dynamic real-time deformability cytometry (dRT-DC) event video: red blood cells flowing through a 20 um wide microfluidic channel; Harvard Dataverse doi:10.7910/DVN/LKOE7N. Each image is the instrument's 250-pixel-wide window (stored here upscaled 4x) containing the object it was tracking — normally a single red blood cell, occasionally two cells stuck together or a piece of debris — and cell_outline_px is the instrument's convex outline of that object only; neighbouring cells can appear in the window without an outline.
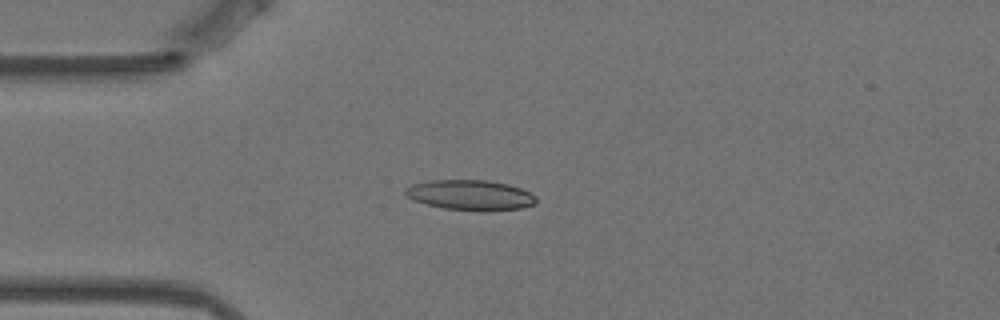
{"species": "Egyptian fruit bat (a non-hibernating species)", "species_latin": "Rousettus aegyptiacus", "temperature_condition": "warm", "stored_images_in_passage": 6, "camera_frame_rate_fps": 3000, "um_per_image_px": 0.085, "animal": {"sex": "female"}, "frame": {"image": 1, "passage_image": 3, "time_ms": 0.667, "image_size_px": [1000, 320], "cell_outline_px": [[536, 204], [520, 208], [484, 212], [444, 208], [412, 200], [404, 196], [404, 188], [412, 184], [432, 180], [488, 180], [508, 184], [532, 192], [536, 196]], "centroid_in_image_um": [39.98, 16.58], "position_along_channel_um": 45.0, "area_um2": 23.35}}
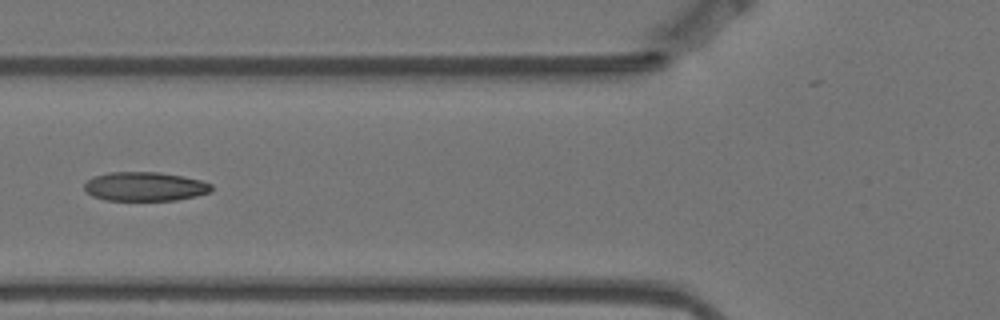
{"frame": {"image": 2, "passage_image": 5, "time_ms": 1.333, "image_size_px": [1000, 320], "cell_outline_px": [[212, 192], [196, 196], [176, 200], [104, 200], [92, 196], [84, 188], [84, 184], [92, 176], [108, 172], [160, 172], [184, 176], [200, 180], [212, 184]], "centroid_in_image_um": [12.32, 15.85], "position_along_channel_um": 113.5, "area_um2": 21.68}}
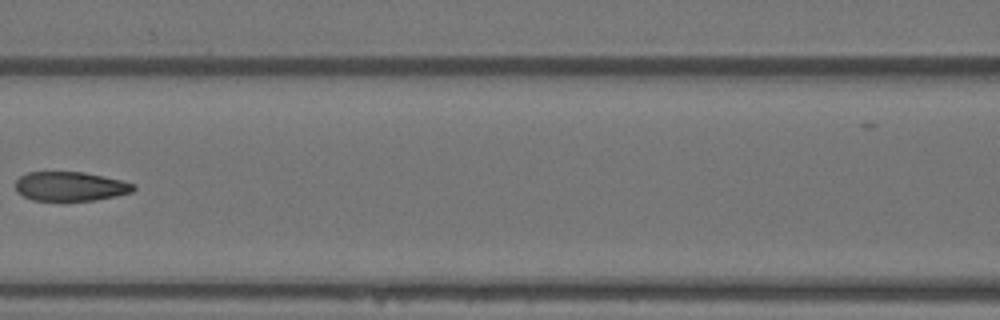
{"frame": {"image": 3, "passage_image": 6, "time_ms": 1.667, "image_size_px": [1000, 320], "cell_outline_px": [[136, 188], [132, 192], [116, 196], [96, 200], [64, 204], [32, 200], [16, 192], [16, 180], [20, 176], [28, 172], [84, 172], [104, 176], [136, 184]], "centroid_in_image_um": [5.97, 15.89], "position_along_channel_um": 160.6, "area_um2": 21.04}}